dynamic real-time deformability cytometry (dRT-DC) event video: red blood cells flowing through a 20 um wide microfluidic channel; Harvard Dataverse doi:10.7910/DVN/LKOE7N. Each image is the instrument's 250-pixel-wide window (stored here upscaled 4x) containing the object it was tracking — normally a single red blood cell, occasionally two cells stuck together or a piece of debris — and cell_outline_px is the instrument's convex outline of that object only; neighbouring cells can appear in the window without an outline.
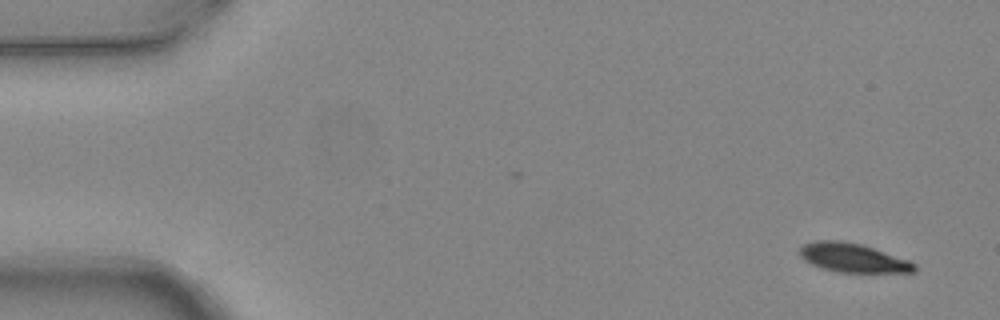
{"species": "common noctule bat (a hibernating species)", "species_latin": "Nyctalus noctula", "temperature_condition": "warm", "stored_images_in_passage": 2, "camera_frame_rate_fps": 3000, "um_per_image_px": 0.085, "animal": {"sex": "female", "body_mass_g": 24.6, "forearm_length_mm": 56.2}, "frame": {"image": 1, "passage_image": 2, "time_ms": 0.333, "image_size_px": [1000, 320], "cell_outline_px": [[916, 272], [840, 272], [824, 268], [812, 264], [804, 260], [800, 256], [800, 248], [804, 244], [816, 240], [840, 240], [860, 244], [908, 260], [916, 264]], "centroid_in_image_um": [72.48, 21.91], "position_along_channel_um": 12.5, "area_um2": 19.02}}